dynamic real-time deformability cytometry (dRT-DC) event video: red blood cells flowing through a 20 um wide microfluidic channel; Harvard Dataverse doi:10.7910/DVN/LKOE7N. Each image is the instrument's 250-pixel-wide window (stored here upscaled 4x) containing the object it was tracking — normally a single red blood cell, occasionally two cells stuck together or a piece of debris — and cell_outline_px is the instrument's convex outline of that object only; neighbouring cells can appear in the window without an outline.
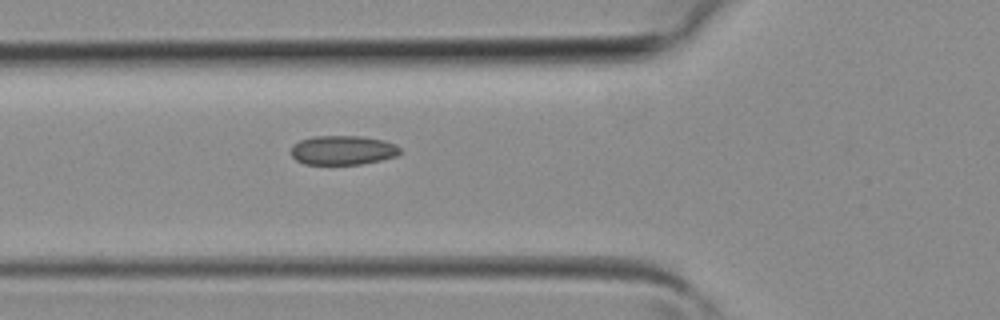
{"species": "common noctule bat (a hibernating species)", "species_latin": "Nyctalus noctula", "temperature_condition": "room temperature", "stored_images_in_passage": 5, "camera_frame_rate_fps": 3000, "um_per_image_px": 0.085, "animal": {"sex": "female", "body_mass_g": 19.3, "forearm_length_mm": 54.1}, "frame": {"image": 1, "passage_image": 5, "time_ms": 1.333, "image_size_px": [1000, 320], "cell_outline_px": [[400, 152], [396, 156], [380, 160], [360, 164], [304, 164], [296, 160], [292, 156], [292, 144], [300, 140], [312, 136], [360, 136], [384, 140], [396, 144], [400, 148]], "centroid_in_image_um": [29.13, 12.76], "position_along_channel_um": 96.7, "area_um2": 18.61}}